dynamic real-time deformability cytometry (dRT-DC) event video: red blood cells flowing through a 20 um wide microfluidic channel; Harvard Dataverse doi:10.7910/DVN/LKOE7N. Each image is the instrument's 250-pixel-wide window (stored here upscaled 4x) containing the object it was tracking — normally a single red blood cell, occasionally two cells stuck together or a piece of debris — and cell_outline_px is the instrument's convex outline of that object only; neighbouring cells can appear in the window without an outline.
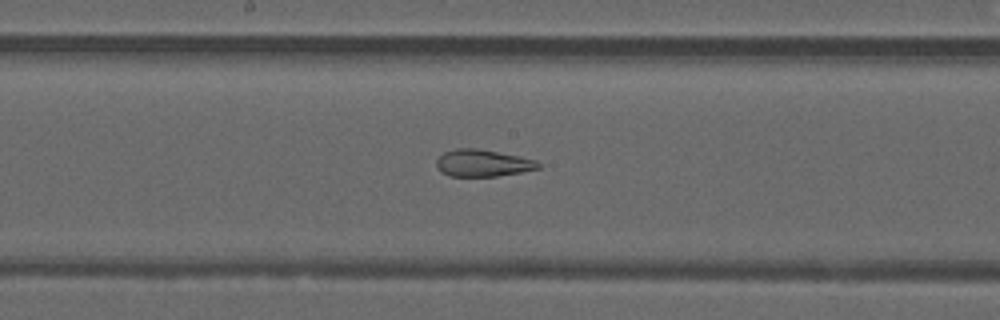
{"species": "common noctule bat (a hibernating species)", "species_latin": "Nyctalus noctula", "temperature_condition": "warm", "stored_images_in_passage": 49, "camera_frame_rate_fps": 3000, "um_per_image_px": 0.085, "animal": {"sex": "male", "forearm_length_mm": 52.5}, "frame": {"image": 1, "passage_image": 26, "time_ms": 8.333, "image_size_px": [1000, 320], "cell_outline_px": [[540, 168], [520, 172], [496, 176], [448, 176], [440, 172], [436, 168], [436, 160], [444, 152], [456, 148], [476, 148], [520, 156], [536, 160], [540, 164]], "centroid_in_image_um": [41.0, 13.86], "position_along_channel_um": 207.2, "area_um2": 16.07}}
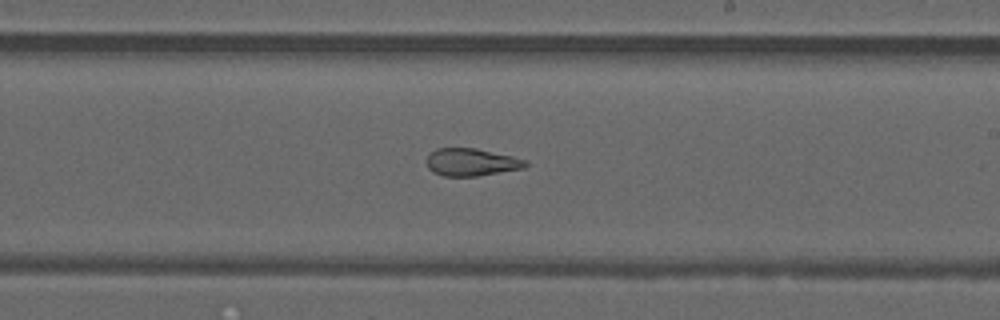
{"frame": {"image": 2, "passage_image": 29, "time_ms": 9.333, "image_size_px": [1000, 320], "cell_outline_px": [[528, 164], [524, 168], [476, 176], [444, 176], [432, 172], [428, 168], [424, 160], [428, 152], [436, 148], [476, 148], [512, 156], [524, 160]], "centroid_in_image_um": [39.97, 13.78], "position_along_channel_um": 249.0, "area_um2": 16.01}}
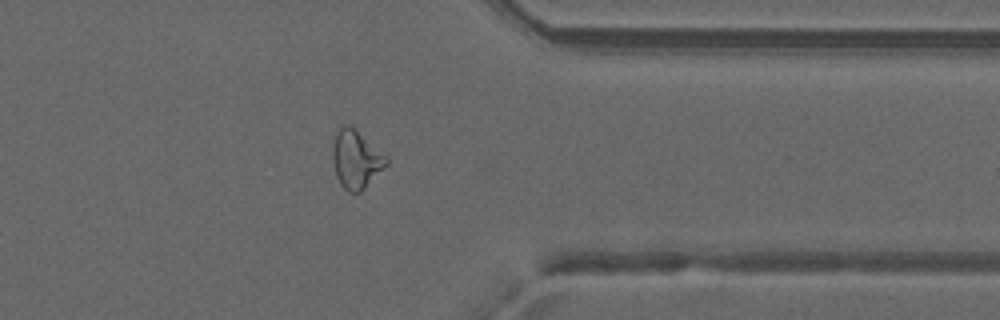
{"frame": {"image": 3, "passage_image": 39, "time_ms": 12.667, "image_size_px": [1000, 320], "cell_outline_px": [[388, 164], [360, 192], [348, 192], [340, 184], [336, 176], [332, 160], [332, 144], [336, 132], [344, 124], [348, 124], [388, 156]], "centroid_in_image_um": [30.25, 13.54], "position_along_channel_um": 381.2, "area_um2": 18.15}, "authors_computed_cell_mechanics": {"area_um2": 20.4612, "velocity_mm_per_s": 4.2147, "shape_relaxation_time_tau1_ms": null, "shape_relaxation_time_tau2_ms": 1.1667, "deformation_change_tau1": null, "deformation_change_tau2": 0.0941}}